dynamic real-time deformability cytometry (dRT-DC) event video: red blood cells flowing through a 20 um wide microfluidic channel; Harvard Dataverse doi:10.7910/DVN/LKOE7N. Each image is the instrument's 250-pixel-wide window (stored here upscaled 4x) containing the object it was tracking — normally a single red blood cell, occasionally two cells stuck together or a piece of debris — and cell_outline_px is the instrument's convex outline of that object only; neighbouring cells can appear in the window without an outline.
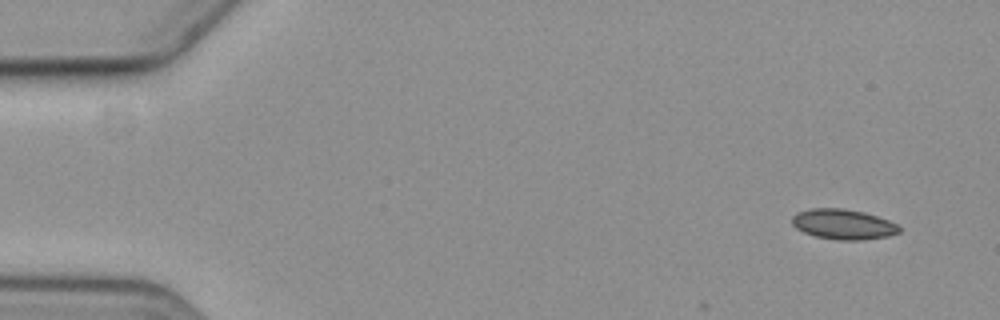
{"species": "common noctule bat (a hibernating species)", "species_latin": "Nyctalus noctula", "temperature_condition": "cold", "stored_images_in_passage": 4, "camera_frame_rate_fps": 3000, "um_per_image_px": 0.085, "animal": {"sex": "female", "body_mass_g": 19.3, "forearm_length_mm": 54.1}, "frame": {"image": 1, "passage_image": 1, "time_ms": 0.0, "image_size_px": [1000, 320], "cell_outline_px": [[900, 232], [888, 236], [864, 240], [836, 240], [816, 236], [804, 232], [796, 228], [792, 224], [792, 216], [796, 212], [812, 208], [840, 208], [864, 212], [888, 220], [896, 224], [900, 228]], "centroid_in_image_um": [71.66, 19.06], "position_along_channel_um": 13.3, "area_um2": 18.84}}
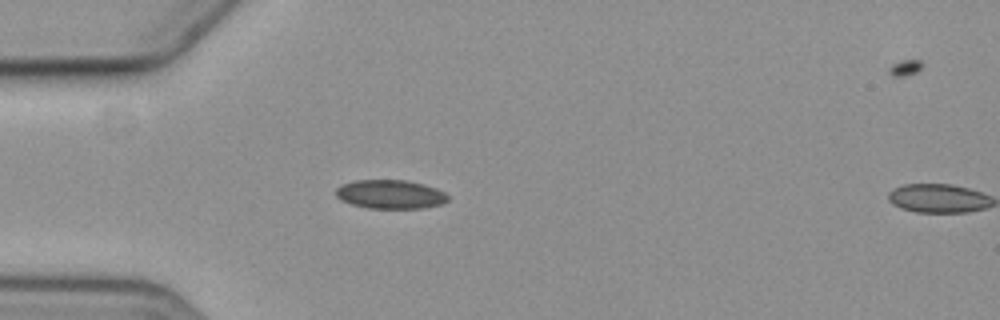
{"frame": {"image": 2, "passage_image": 4, "time_ms": 4.333, "image_size_px": [1000, 320], "cell_outline_px": [[448, 200], [444, 204], [424, 208], [368, 208], [352, 204], [340, 200], [336, 196], [336, 188], [344, 184], [356, 180], [408, 180], [424, 184], [436, 188], [444, 192], [448, 196]], "centroid_in_image_um": [33.21, 16.52], "position_along_channel_um": 51.8, "area_um2": 18.9}}